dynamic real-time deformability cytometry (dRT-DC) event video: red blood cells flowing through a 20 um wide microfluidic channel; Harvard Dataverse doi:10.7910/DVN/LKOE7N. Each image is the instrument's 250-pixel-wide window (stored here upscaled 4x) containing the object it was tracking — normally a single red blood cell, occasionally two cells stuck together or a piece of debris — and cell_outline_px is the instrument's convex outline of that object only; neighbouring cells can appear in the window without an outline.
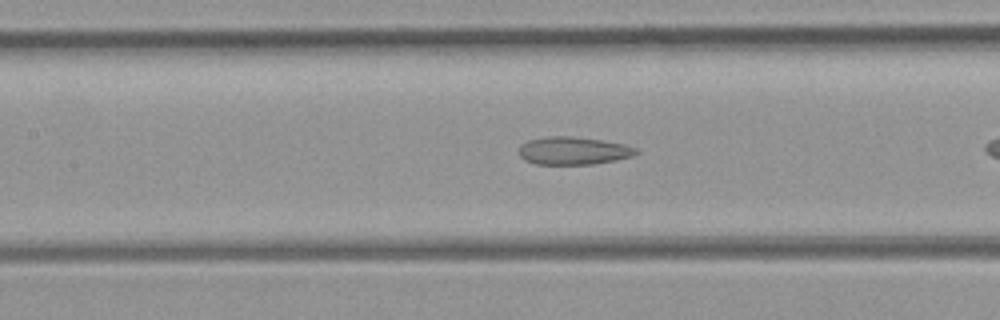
{"species": "common noctule bat (a hibernating species)", "species_latin": "Nyctalus noctula", "temperature_condition": "room temperature", "stored_images_in_passage": 24, "camera_frame_rate_fps": 3000, "um_per_image_px": 0.085, "animal": {"sex": "female", "body_mass_g": 21.9}, "frame": {"image": 1, "passage_image": 7, "time_ms": 2.0, "image_size_px": [1000, 320], "cell_outline_px": [[640, 152], [632, 156], [616, 160], [592, 164], [536, 164], [524, 160], [520, 156], [520, 144], [528, 140], [548, 136], [572, 136], [600, 140], [624, 144], [636, 148]], "centroid_in_image_um": [48.73, 12.81], "position_along_channel_um": 158.7, "area_um2": 18.96}}
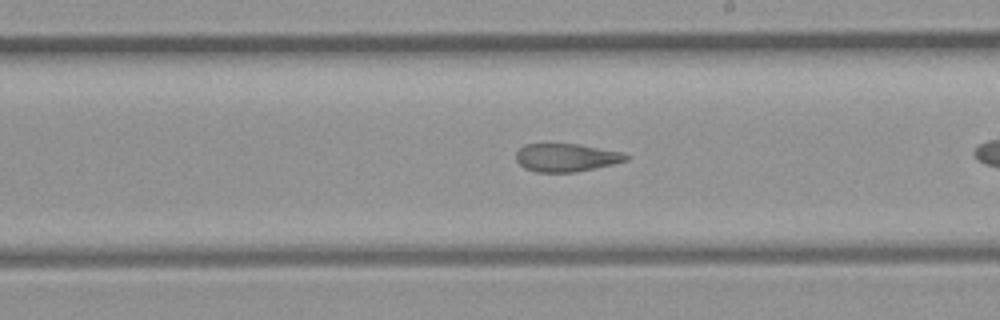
{"frame": {"image": 2, "passage_image": 13, "time_ms": 4.0, "image_size_px": [1000, 320], "cell_outline_px": [[632, 156], [628, 160], [612, 164], [576, 172], [536, 172], [524, 168], [516, 160], [516, 152], [524, 144], [580, 144], [620, 152]], "centroid_in_image_um": [48.12, 13.39], "position_along_channel_um": 240.9, "area_um2": 17.98}}
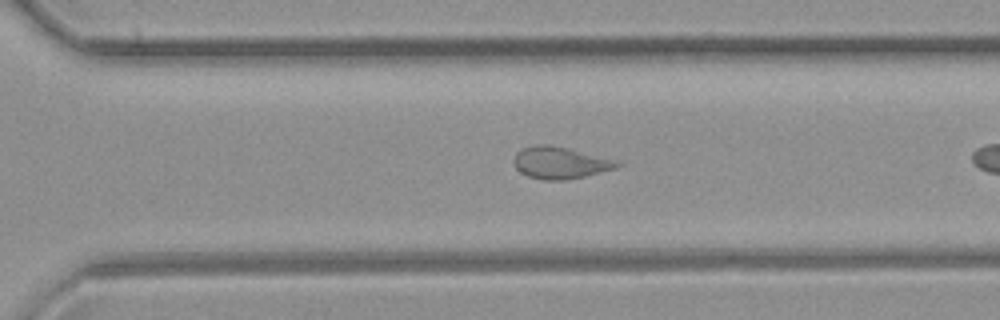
{"frame": {"image": 3, "passage_image": 19, "time_ms": 6.0, "image_size_px": [1000, 320], "cell_outline_px": [[624, 164], [616, 168], [584, 176], [564, 180], [544, 180], [528, 176], [520, 172], [516, 168], [512, 160], [516, 152], [524, 148], [536, 144], [548, 144], [568, 148], [624, 160]], "centroid_in_image_um": [47.69, 13.82], "position_along_channel_um": 322.9, "area_um2": 19.65}}